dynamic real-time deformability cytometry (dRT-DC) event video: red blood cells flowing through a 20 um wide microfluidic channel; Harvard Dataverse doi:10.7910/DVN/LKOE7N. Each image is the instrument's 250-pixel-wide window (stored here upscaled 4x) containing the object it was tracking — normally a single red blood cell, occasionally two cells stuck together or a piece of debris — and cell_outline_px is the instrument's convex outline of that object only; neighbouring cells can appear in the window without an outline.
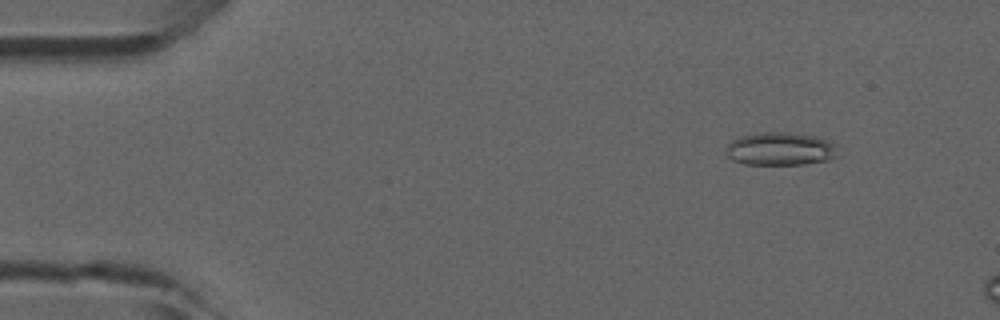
{"species": "common noctule bat (a hibernating species)", "species_latin": "Nyctalus noctula", "temperature_condition": "room temperature", "stored_images_in_passage": 12, "camera_frame_rate_fps": 3000, "um_per_image_px": 0.085, "animal": {"sex": "male", "forearm_length_mm": 52.5}, "frame": {"image": 1, "passage_image": 6, "time_ms": 1.667, "image_size_px": [1000, 320], "cell_outline_px": [[836, 144], [832, 156], [828, 160], [804, 164], [744, 164], [732, 160], [724, 152], [728, 144], [732, 140], [740, 136], [756, 132], [788, 132], [816, 136]], "centroid_in_image_um": [66.24, 12.64], "position_along_channel_um": 18.8, "area_um2": 21.44}}